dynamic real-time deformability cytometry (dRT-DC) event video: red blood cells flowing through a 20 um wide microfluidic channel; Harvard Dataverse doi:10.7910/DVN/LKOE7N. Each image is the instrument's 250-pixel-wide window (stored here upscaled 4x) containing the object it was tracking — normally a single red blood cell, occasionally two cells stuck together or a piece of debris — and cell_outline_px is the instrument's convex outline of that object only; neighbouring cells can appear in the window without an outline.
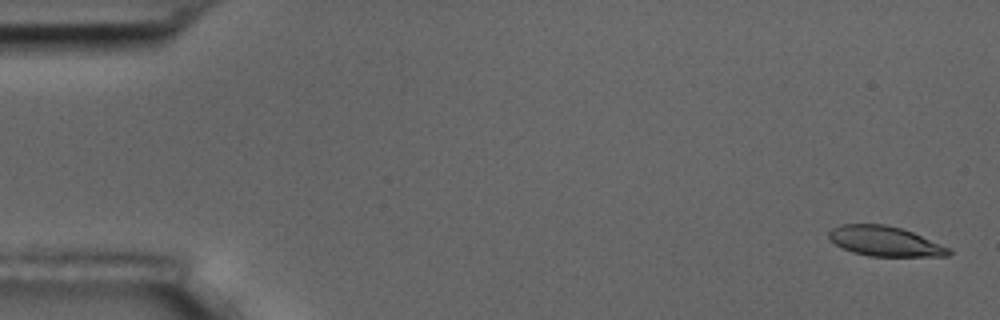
{"species": "common noctule bat (a hibernating species)", "species_latin": "Nyctalus noctula", "temperature_condition": "room temperature", "stored_images_in_passage": 5, "camera_frame_rate_fps": 3000, "um_per_image_px": 0.085, "animal": {"sex": "male", "body_mass_g": 17.5, "forearm_length_mm": 52.3}, "frame": {"image": 1, "passage_image": 1, "time_ms": 0.0, "image_size_px": [1000, 320], "cell_outline_px": [[952, 252], [948, 256], [868, 256], [852, 252], [836, 244], [828, 236], [828, 232], [832, 228], [840, 224], [884, 224], [900, 228], [912, 232], [952, 248]], "centroid_in_image_um": [75.24, 20.5], "position_along_channel_um": 9.8, "area_um2": 20.87}}
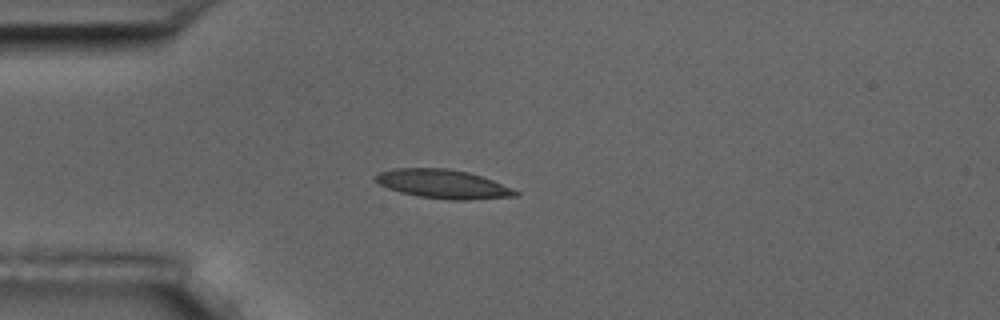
{"frame": {"image": 2, "passage_image": 5, "time_ms": 4.333, "image_size_px": [1000, 320], "cell_outline_px": [[520, 196], [464, 200], [452, 200], [420, 196], [400, 192], [388, 188], [380, 184], [372, 176], [380, 172], [396, 168], [448, 168], [468, 172], [492, 180], [512, 188], [520, 192]], "centroid_in_image_um": [37.67, 15.64], "position_along_channel_um": 47.3, "area_um2": 23.41}}